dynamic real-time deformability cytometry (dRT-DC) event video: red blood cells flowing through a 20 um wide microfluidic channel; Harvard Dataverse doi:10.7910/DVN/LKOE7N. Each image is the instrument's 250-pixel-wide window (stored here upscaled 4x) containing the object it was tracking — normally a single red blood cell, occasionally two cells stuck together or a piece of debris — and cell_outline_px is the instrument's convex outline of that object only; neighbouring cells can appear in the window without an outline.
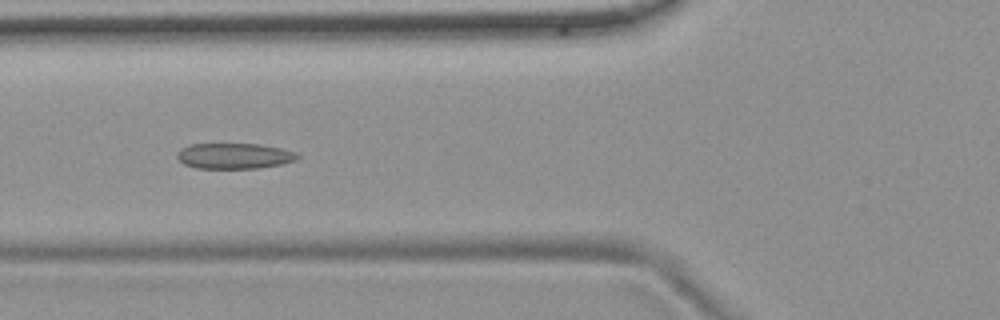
{"species": "common noctule bat (a hibernating species)", "species_latin": "Nyctalus noctula", "temperature_condition": "room temperature", "stored_images_in_passage": 53, "camera_frame_rate_fps": 3000, "um_per_image_px": 0.085, "animal": {"sex": "female", "body_mass_g": 19.9}, "frame": {"image": 1, "passage_image": 20, "time_ms": 6.333, "image_size_px": [1000, 320], "cell_outline_px": [[300, 156], [296, 160], [280, 164], [256, 168], [196, 168], [184, 164], [176, 156], [180, 148], [188, 144], [260, 144], [280, 148], [296, 152]], "centroid_in_image_um": [19.89, 13.25], "position_along_channel_um": 105.9, "area_um2": 17.92}}
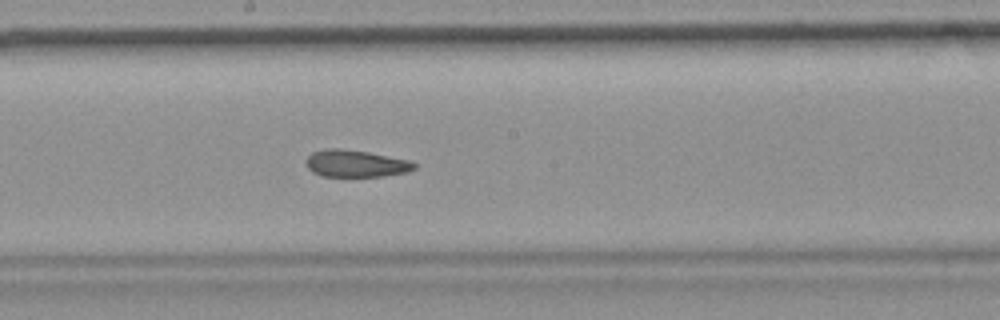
{"frame": {"image": 2, "passage_image": 29, "time_ms": 9.333, "image_size_px": [1000, 320], "cell_outline_px": [[416, 168], [408, 172], [384, 176], [320, 176], [312, 172], [308, 168], [304, 160], [312, 152], [324, 148], [340, 148], [368, 152], [408, 160], [416, 164]], "centroid_in_image_um": [30.2, 13.9], "position_along_channel_um": 218.0, "area_um2": 17.17}}
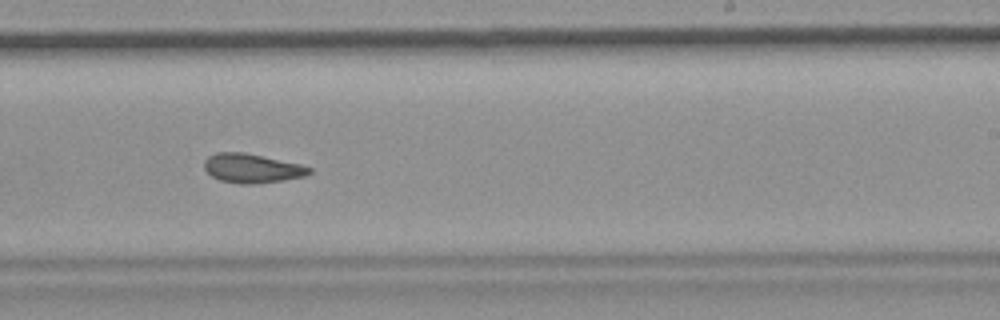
{"frame": {"image": 3, "passage_image": 33, "time_ms": 10.667, "image_size_px": [1000, 320], "cell_outline_px": [[312, 172], [304, 176], [284, 180], [256, 184], [240, 184], [220, 180], [212, 176], [204, 168], [204, 160], [208, 156], [216, 152], [244, 152], [300, 164], [312, 168]], "centroid_in_image_um": [21.41, 14.3], "position_along_channel_um": 267.6, "area_um2": 17.86}, "authors_computed_cell_mechanics": {"area_um2": 18.4382, "velocity_mm_per_s": 3.7426, "shape_relaxation_time_tau1_ms": null, "shape_relaxation_time_tau2_ms": 2.511, "deformation_change_tau1": null, "deformation_change_tau2": 0.0568}}